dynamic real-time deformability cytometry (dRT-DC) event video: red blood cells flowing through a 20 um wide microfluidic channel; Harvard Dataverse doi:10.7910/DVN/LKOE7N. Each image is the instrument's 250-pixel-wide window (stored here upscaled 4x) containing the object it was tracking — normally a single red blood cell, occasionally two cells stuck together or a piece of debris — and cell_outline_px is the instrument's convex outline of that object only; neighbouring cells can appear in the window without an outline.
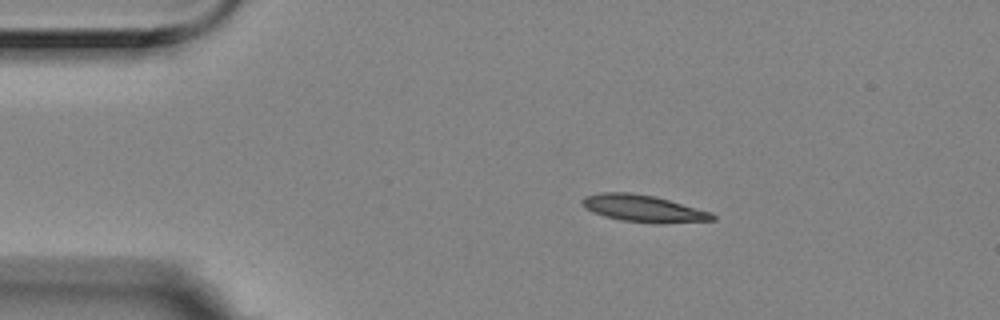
{"species": "Egyptian fruit bat (a non-hibernating species)", "species_latin": "Rousettus aegyptiacus", "temperature_condition": "room temperature", "stored_images_in_passage": 9, "camera_frame_rate_fps": 3000, "um_per_image_px": 0.085, "animal": {"sex": "female"}, "frame": {"image": 1, "passage_image": 2, "time_ms": 0.333, "image_size_px": [1000, 320], "cell_outline_px": [[716, 220], [660, 224], [652, 224], [620, 220], [604, 216], [592, 212], [584, 208], [580, 200], [584, 196], [600, 192], [628, 192], [656, 196], [712, 212], [716, 216]], "centroid_in_image_um": [54.69, 17.73], "position_along_channel_um": 30.3, "area_um2": 20.92}}
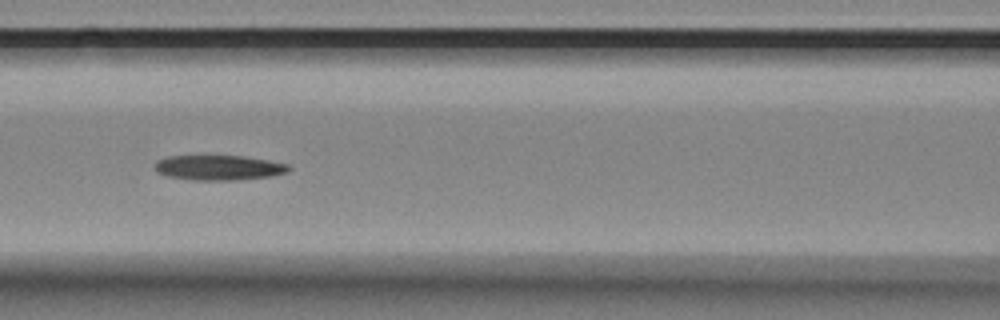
{"frame": {"image": 2, "passage_image": 6, "time_ms": 1.667, "image_size_px": [1000, 320], "cell_outline_px": [[292, 168], [288, 172], [272, 176], [236, 180], [192, 180], [168, 176], [156, 172], [156, 160], [168, 156], [244, 156], [268, 160], [288, 164]], "centroid_in_image_um": [18.62, 14.25], "position_along_channel_um": 148.0, "area_um2": 19.54}}
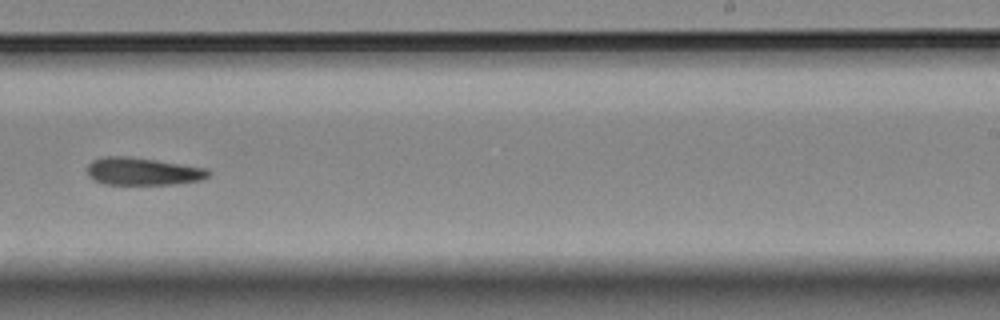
{"frame": {"image": 3, "passage_image": 9, "time_ms": 2.667, "image_size_px": [1000, 320], "cell_outline_px": [[212, 172], [204, 180], [172, 184], [104, 184], [88, 176], [88, 164], [92, 160], [100, 156], [128, 156], [156, 160], [208, 168]], "centroid_in_image_um": [12.16, 14.56], "position_along_channel_um": 276.8, "area_um2": 19.59}}